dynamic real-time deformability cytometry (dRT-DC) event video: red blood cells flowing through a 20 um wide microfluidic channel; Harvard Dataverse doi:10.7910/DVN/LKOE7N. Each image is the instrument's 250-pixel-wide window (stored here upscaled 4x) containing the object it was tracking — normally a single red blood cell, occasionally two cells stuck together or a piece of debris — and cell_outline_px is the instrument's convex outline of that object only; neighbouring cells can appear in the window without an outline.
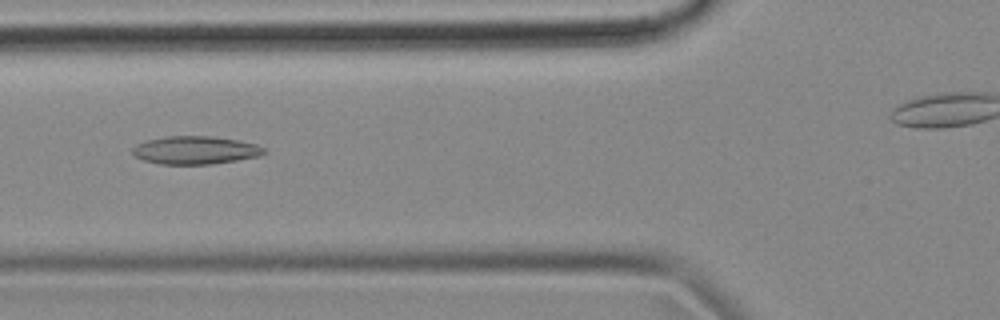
{"species": "common noctule bat (a hibernating species)", "species_latin": "Nyctalus noctula", "temperature_condition": "cold", "stored_images_in_passage": 45, "camera_frame_rate_fps": 3000, "um_per_image_px": 0.085, "animal": {"sex": "female", "body_mass_g": 18.4}, "frame": {"image": 1, "passage_image": 20, "time_ms": 6.333, "image_size_px": [1000, 320], "cell_outline_px": [[268, 152], [260, 156], [212, 164], [160, 164], [144, 160], [136, 156], [132, 152], [132, 148], [136, 144], [144, 140], [168, 136], [212, 136], [240, 140], [256, 144], [264, 148]], "centroid_in_image_um": [16.62, 12.75], "position_along_channel_um": 109.2, "area_um2": 21.62}}
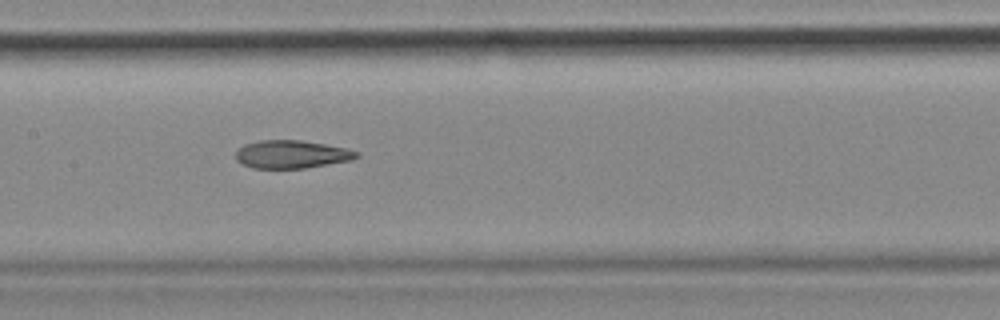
{"frame": {"image": 2, "passage_image": 26, "time_ms": 8.333, "image_size_px": [1000, 320], "cell_outline_px": [[360, 156], [352, 160], [304, 168], [252, 168], [236, 160], [236, 152], [244, 144], [260, 140], [300, 140], [348, 148], [360, 152]], "centroid_in_image_um": [24.82, 13.11], "position_along_channel_um": 182.6, "area_um2": 19.71}}
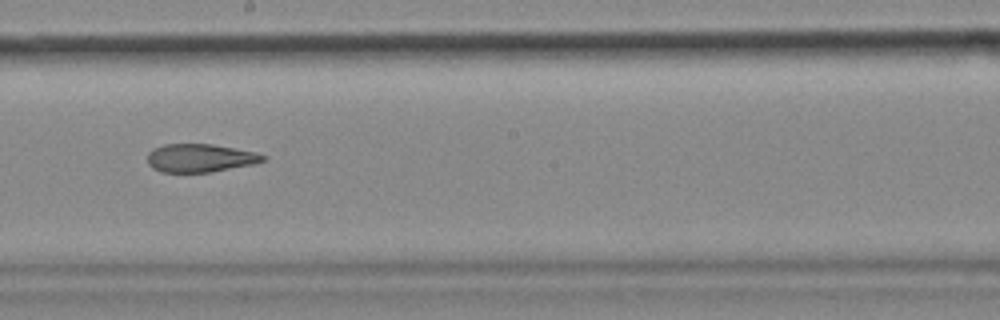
{"frame": {"image": 3, "passage_image": 30, "time_ms": 9.667, "image_size_px": [1000, 320], "cell_outline_px": [[268, 156], [264, 160], [252, 164], [212, 172], [160, 172], [152, 168], [148, 164], [148, 152], [152, 148], [164, 144], [212, 144], [256, 152]], "centroid_in_image_um": [16.98, 13.43], "position_along_channel_um": 231.2, "area_um2": 19.07}}